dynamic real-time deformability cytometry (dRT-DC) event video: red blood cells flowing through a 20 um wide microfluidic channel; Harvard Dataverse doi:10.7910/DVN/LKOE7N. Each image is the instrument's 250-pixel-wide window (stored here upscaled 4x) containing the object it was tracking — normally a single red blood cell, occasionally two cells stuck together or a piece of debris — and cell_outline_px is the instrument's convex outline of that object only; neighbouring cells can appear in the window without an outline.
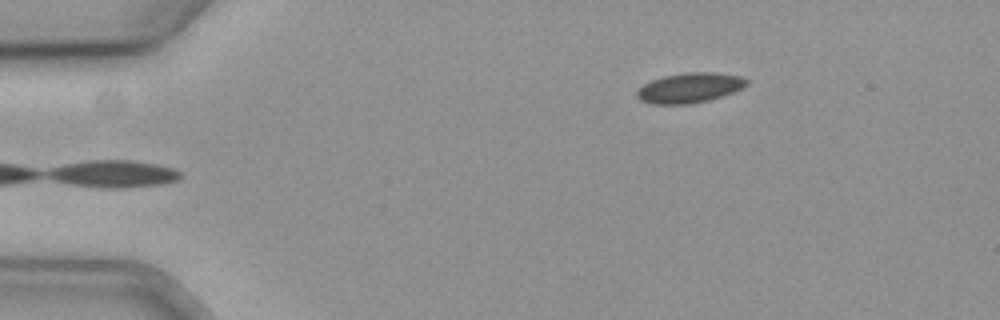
{"species": "common noctule bat (a hibernating species)", "species_latin": "Nyctalus noctula", "temperature_condition": "cold", "stored_images_in_passage": 49, "camera_frame_rate_fps": 3000, "um_per_image_px": 0.085, "animal": {"sex": "female", "body_mass_g": 19.3, "forearm_length_mm": 54.1}, "frame": {"image": 1, "passage_image": 1, "time_ms": 0.0, "image_size_px": [1000, 320], "cell_outline_px": [[748, 84], [732, 92], [708, 100], [688, 104], [652, 104], [640, 100], [636, 96], [636, 92], [644, 84], [652, 80], [664, 76], [684, 72], [716, 72], [740, 76], [748, 80]], "centroid_in_image_um": [58.59, 7.45], "position_along_channel_um": 26.4, "area_um2": 19.02}}
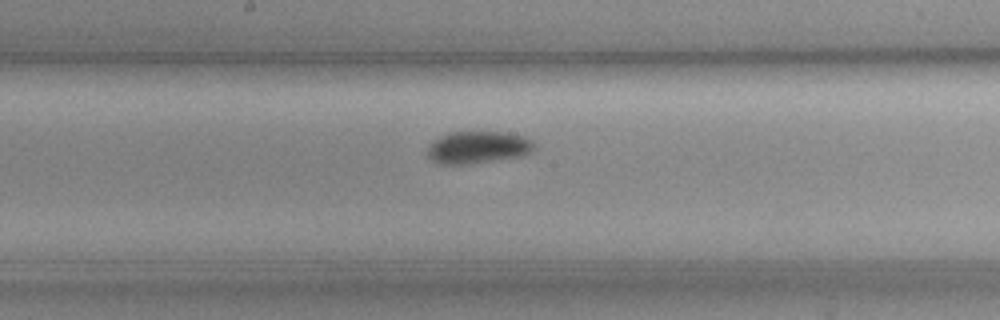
{"frame": {"image": 2, "passage_image": 22, "time_ms": 7.0, "image_size_px": [1000, 320], "cell_outline_px": [[536, 148], [528, 152], [516, 156], [460, 164], [444, 164], [432, 160], [428, 156], [428, 144], [432, 140], [448, 132], [508, 132], [524, 136], [532, 140], [536, 144]], "centroid_in_image_um": [40.59, 12.48], "position_along_channel_um": 207.6, "area_um2": 19.71}}
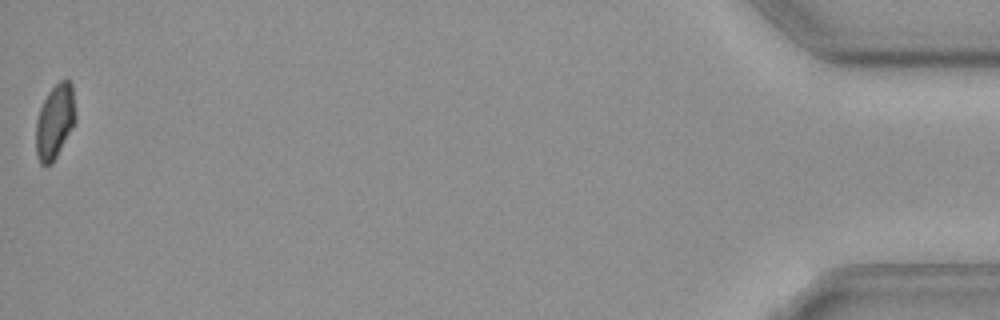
{"frame": {"image": 3, "passage_image": 49, "time_ms": 16.0, "image_size_px": [1000, 320], "cell_outline_px": [[76, 124], [52, 164], [40, 164], [36, 156], [36, 120], [40, 108], [48, 92], [60, 80], [68, 80], [72, 84], [76, 116]], "centroid_in_image_um": [4.68, 10.35], "position_along_channel_um": 430.5, "area_um2": 17.4}}